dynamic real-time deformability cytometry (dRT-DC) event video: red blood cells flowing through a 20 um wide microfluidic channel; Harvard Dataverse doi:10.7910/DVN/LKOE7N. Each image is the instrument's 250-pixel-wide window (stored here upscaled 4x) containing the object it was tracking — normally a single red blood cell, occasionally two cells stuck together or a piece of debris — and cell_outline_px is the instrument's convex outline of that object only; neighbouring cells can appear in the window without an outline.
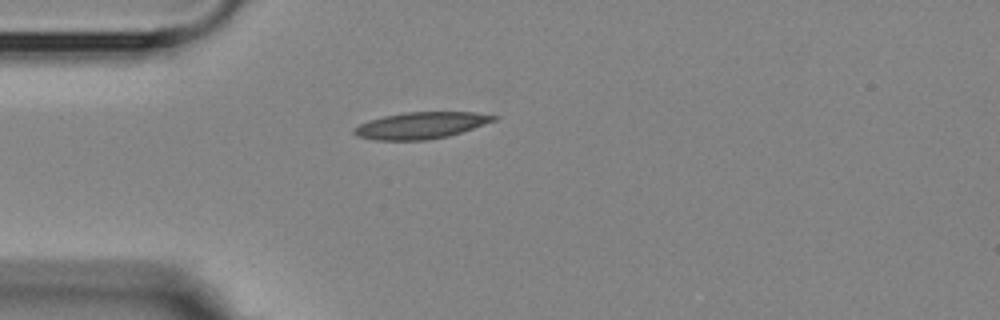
{"species": "Egyptian fruit bat (a non-hibernating species)", "species_latin": "Rousettus aegyptiacus", "temperature_condition": "room temperature", "stored_images_in_passage": 4, "camera_frame_rate_fps": 3000, "um_per_image_px": 0.085, "animal": {"sex": "female"}, "frame": {"image": 1, "passage_image": 4, "time_ms": 4.333, "image_size_px": [1000, 320], "cell_outline_px": [[500, 116], [496, 120], [448, 136], [424, 140], [376, 140], [356, 136], [352, 132], [352, 128], [368, 120], [384, 116], [404, 112], [476, 112]], "centroid_in_image_um": [35.75, 10.65], "position_along_channel_um": 49.3, "area_um2": 21.62}}